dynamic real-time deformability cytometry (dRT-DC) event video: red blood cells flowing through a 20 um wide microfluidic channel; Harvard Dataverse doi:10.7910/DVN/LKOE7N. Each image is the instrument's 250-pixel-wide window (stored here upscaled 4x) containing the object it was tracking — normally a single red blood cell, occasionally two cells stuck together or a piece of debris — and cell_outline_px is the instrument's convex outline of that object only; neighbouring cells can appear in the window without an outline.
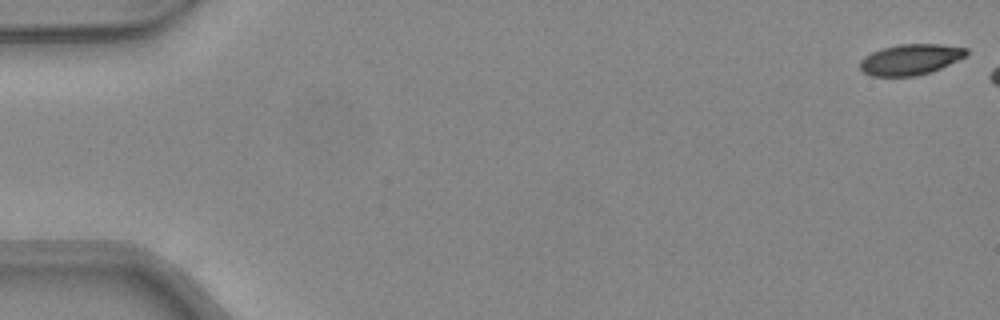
{"species": "common noctule bat (a hibernating species)", "species_latin": "Nyctalus noctula", "temperature_condition": "warm", "stored_images_in_passage": 40, "camera_frame_rate_fps": 3000, "um_per_image_px": 0.085, "animal": {"sex": "female", "body_mass_g": 24.6, "forearm_length_mm": 56.2}, "frame": {"image": 1, "passage_image": 1, "time_ms": 0.0, "image_size_px": [1000, 320], "cell_outline_px": [[968, 56], [932, 72], [916, 76], [872, 76], [864, 72], [860, 68], [860, 60], [864, 56], [872, 52], [884, 48], [900, 44], [940, 44], [968, 48]], "centroid_in_image_um": [77.43, 5.06], "position_along_channel_um": 7.6, "area_um2": 19.19}}
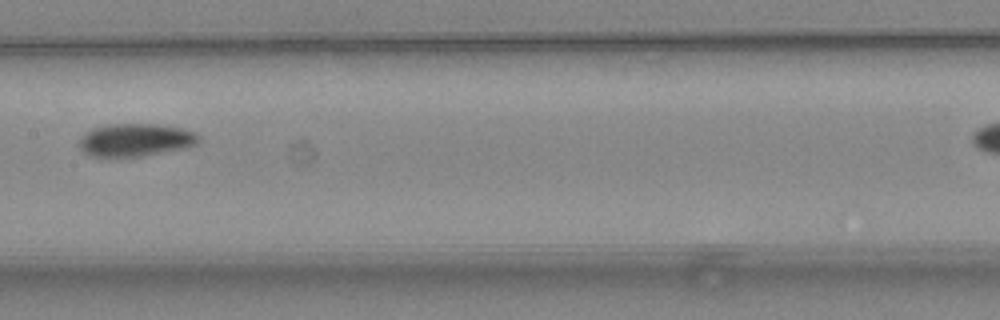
{"frame": {"image": 2, "passage_image": 25, "time_ms": 8.0, "image_size_px": [1000, 320], "cell_outline_px": [[200, 140], [196, 144], [188, 148], [144, 156], [88, 156], [80, 148], [80, 136], [92, 128], [108, 124], [156, 124], [184, 128], [196, 132], [200, 136]], "centroid_in_image_um": [11.56, 11.89], "position_along_channel_um": 195.8, "area_um2": 23.12}}
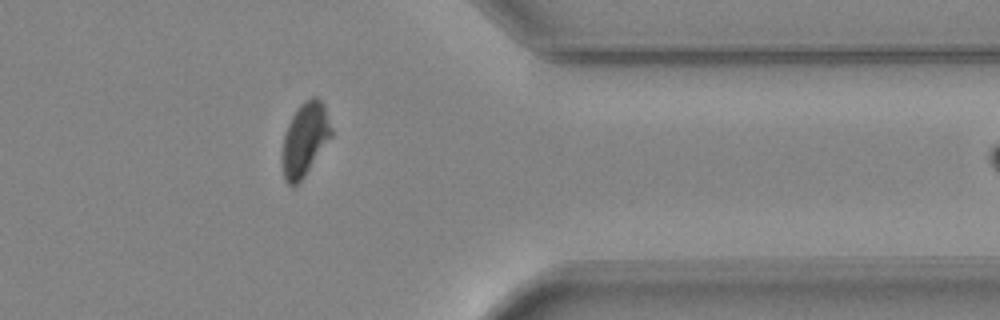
{"frame": {"image": 3, "passage_image": 39, "time_ms": 12.667, "image_size_px": [1000, 320], "cell_outline_px": [[332, 136], [304, 176], [292, 188], [284, 180], [280, 160], [284, 136], [288, 124], [292, 116], [300, 104], [304, 100], [312, 96], [316, 96], [324, 104], [332, 128]], "centroid_in_image_um": [25.89, 11.84], "position_along_channel_um": 385.5, "area_um2": 21.15}}